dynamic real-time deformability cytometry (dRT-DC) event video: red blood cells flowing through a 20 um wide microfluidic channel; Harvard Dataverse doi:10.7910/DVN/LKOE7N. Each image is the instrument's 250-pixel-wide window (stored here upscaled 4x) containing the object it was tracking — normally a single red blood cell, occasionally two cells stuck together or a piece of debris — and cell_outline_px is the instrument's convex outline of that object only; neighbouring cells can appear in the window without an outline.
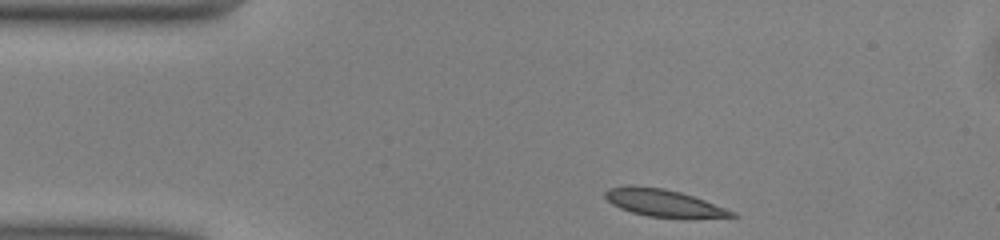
{"species": "common noctule bat (a hibernating species)", "species_latin": "Nyctalus noctula", "temperature_condition": "warm", "stored_images_in_passage": 42, "camera_frame_rate_fps": 3000, "um_per_image_px": 0.085, "animal": {"sex": "male", "body_mass_g": 13.0, "forearm_length_mm": 53.1}, "frame": {"image": 1, "passage_image": 1, "time_ms": 0.0, "image_size_px": [1000, 240], "cell_outline_px": [[740, 216], [692, 220], [684, 220], [648, 216], [632, 212], [620, 208], [612, 204], [604, 196], [604, 192], [608, 188], [628, 184], [632, 184], [664, 188], [680, 192], [704, 200], [736, 212]], "centroid_in_image_um": [56.45, 17.28], "position_along_channel_um": 28.5, "area_um2": 20.98}}
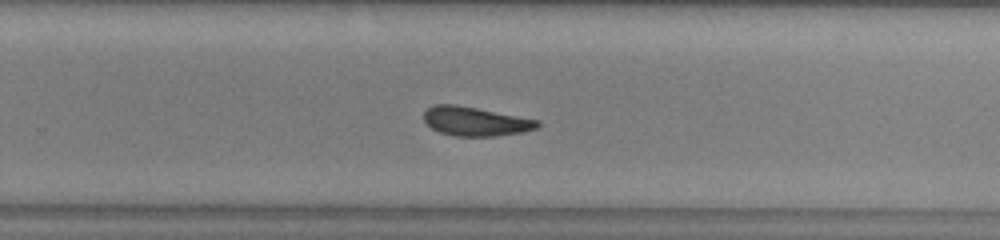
{"frame": {"image": 2, "passage_image": 24, "time_ms": 7.667, "image_size_px": [1000, 240], "cell_outline_px": [[540, 124], [536, 128], [520, 132], [496, 136], [456, 136], [440, 132], [432, 128], [424, 120], [424, 112], [432, 104], [456, 104], [540, 120]], "centroid_in_image_um": [40.39, 10.3], "position_along_channel_um": 289.4, "area_um2": 19.13}}
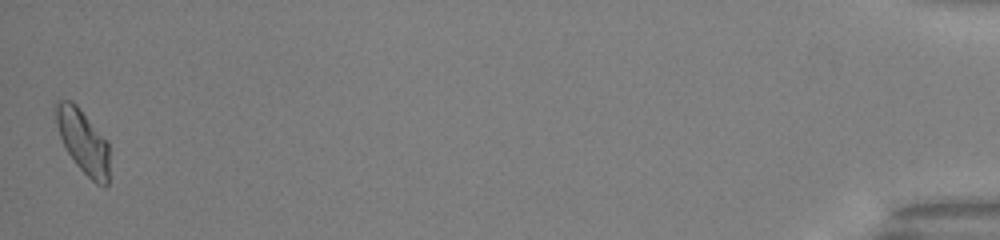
{"frame": {"image": 3, "passage_image": 42, "time_ms": 13.667, "image_size_px": [1000, 240], "cell_outline_px": [[108, 184], [104, 188], [96, 184], [76, 164], [64, 148], [56, 124], [56, 100], [72, 100], [80, 108], [108, 140]], "centroid_in_image_um": [7.07, 12.01], "position_along_channel_um": 428.1, "area_um2": 20.0}, "authors_computed_cell_mechanics": {"area_um2": 19.6809, "velocity_mm_per_s": 4.046, "shape_relaxation_time_tau1_ms": 9.5437, "shape_relaxation_time_tau2_ms": 2.4825, "deformation_change_tau1": 0.1915, "deformation_change_tau2": 0.0803}}